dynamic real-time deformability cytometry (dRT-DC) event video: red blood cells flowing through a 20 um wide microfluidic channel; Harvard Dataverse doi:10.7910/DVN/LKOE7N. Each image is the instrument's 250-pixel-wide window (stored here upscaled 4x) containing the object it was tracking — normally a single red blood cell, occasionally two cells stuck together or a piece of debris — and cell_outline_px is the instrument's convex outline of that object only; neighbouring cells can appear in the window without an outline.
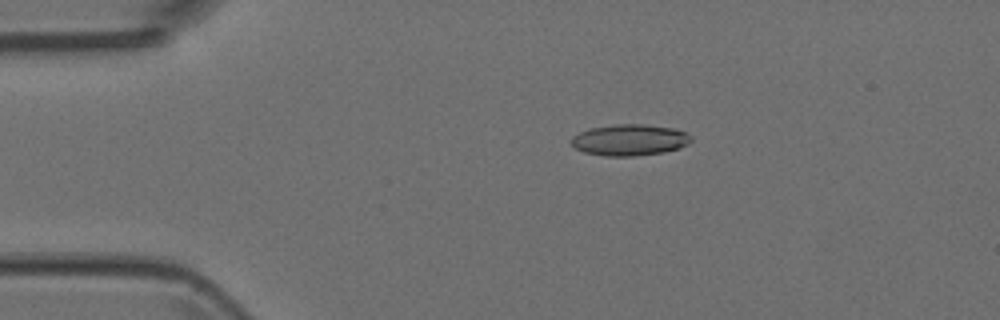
{"species": "Egyptian fruit bat (a non-hibernating species)", "species_latin": "Rousettus aegyptiacus", "temperature_condition": "room temperature", "stored_images_in_passage": 6, "camera_frame_rate_fps": 3000, "um_per_image_px": 0.085, "animal": {"sex": "female"}, "frame": {"image": 1, "passage_image": 3, "time_ms": 0.667, "image_size_px": [1000, 320], "cell_outline_px": [[692, 140], [688, 144], [680, 148], [664, 152], [632, 156], [604, 156], [584, 152], [576, 148], [568, 140], [572, 136], [588, 128], [616, 124], [644, 124], [676, 128], [692, 136]], "centroid_in_image_um": [53.51, 11.89], "position_along_channel_um": 31.5, "area_um2": 22.08}}
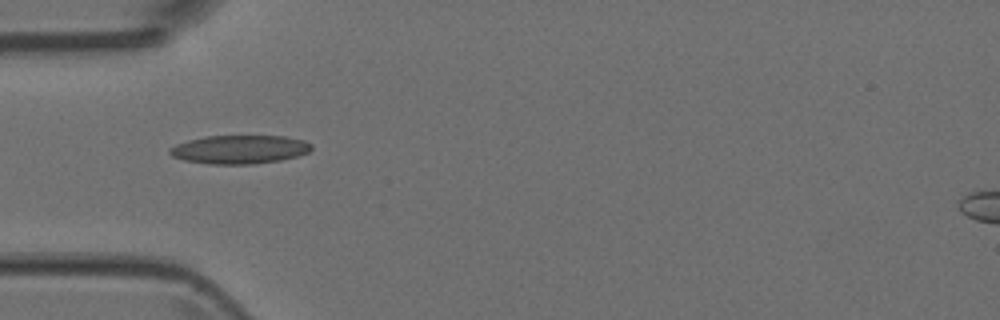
{"frame": {"image": 2, "passage_image": 5, "time_ms": 1.333, "image_size_px": [1000, 320], "cell_outline_px": [[312, 148], [308, 152], [296, 156], [280, 160], [252, 164], [208, 164], [184, 160], [172, 156], [168, 152], [168, 148], [176, 144], [188, 140], [204, 136], [284, 136], [304, 140], [312, 144]], "centroid_in_image_um": [20.33, 12.7], "position_along_channel_um": 64.7, "area_um2": 23.64}}
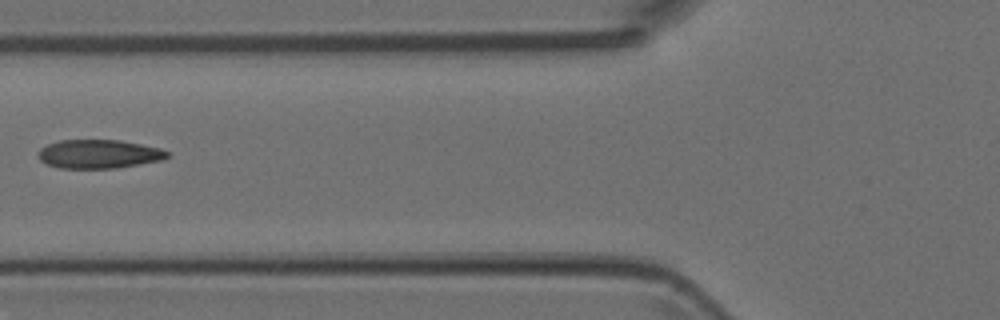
{"frame": {"image": 3, "passage_image": 6, "time_ms": 1.667, "image_size_px": [1000, 320], "cell_outline_px": [[168, 156], [164, 160], [116, 168], [60, 168], [48, 164], [40, 160], [40, 148], [48, 144], [60, 140], [120, 140], [160, 148], [168, 152]], "centroid_in_image_um": [8.43, 13.09], "position_along_channel_um": 117.4, "area_um2": 21.44}}